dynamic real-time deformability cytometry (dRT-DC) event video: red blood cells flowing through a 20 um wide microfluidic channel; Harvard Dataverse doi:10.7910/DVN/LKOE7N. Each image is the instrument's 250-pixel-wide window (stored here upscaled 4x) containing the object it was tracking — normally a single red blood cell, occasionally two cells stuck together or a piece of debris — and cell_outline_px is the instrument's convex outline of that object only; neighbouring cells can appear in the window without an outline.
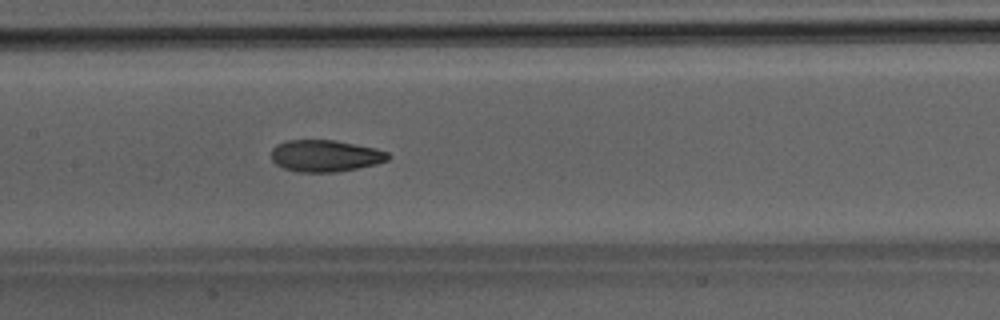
{"species": "Egyptian fruit bat (a non-hibernating species)", "species_latin": "Rousettus aegyptiacus", "temperature_condition": "room temperature", "stored_images_in_passage": 29, "camera_frame_rate_fps": 3000, "um_per_image_px": 0.085, "animal": {"sex": "male"}, "frame": {"image": 1, "passage_image": 9, "time_ms": 2.667, "image_size_px": [1000, 320], "cell_outline_px": [[392, 156], [388, 160], [376, 164], [336, 172], [296, 172], [284, 168], [276, 164], [272, 160], [272, 148], [276, 144], [288, 140], [336, 140], [376, 148], [388, 152]], "centroid_in_image_um": [27.66, 13.24], "position_along_channel_um": 179.7, "area_um2": 21.73}}
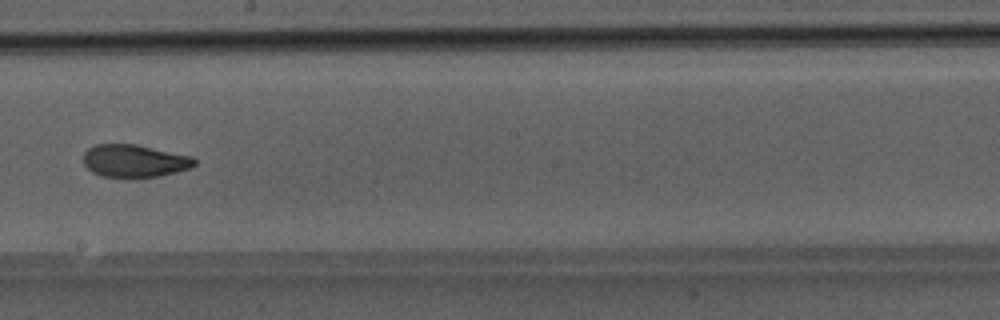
{"frame": {"image": 2, "passage_image": 13, "time_ms": 4.0, "image_size_px": [1000, 320], "cell_outline_px": [[196, 164], [188, 168], [176, 172], [160, 176], [100, 176], [92, 172], [84, 164], [84, 152], [88, 148], [96, 144], [136, 144], [192, 156], [196, 160]], "centroid_in_image_um": [11.42, 13.65], "position_along_channel_um": 236.8, "area_um2": 20.87}}